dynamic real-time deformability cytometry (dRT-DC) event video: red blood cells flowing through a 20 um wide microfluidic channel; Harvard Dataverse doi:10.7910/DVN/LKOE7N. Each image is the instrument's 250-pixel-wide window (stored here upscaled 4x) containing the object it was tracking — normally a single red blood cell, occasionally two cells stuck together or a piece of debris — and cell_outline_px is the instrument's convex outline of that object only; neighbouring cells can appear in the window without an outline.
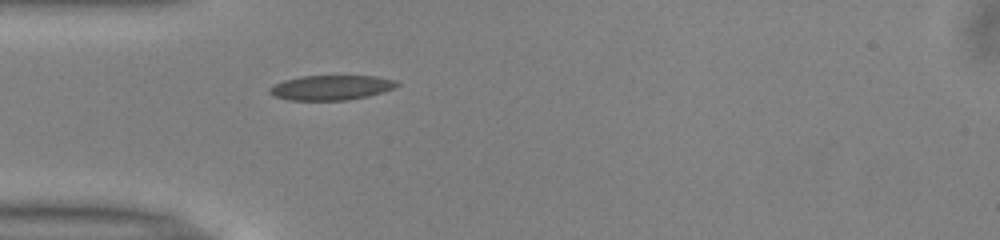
{"species": "common noctule bat (a hibernating species)", "species_latin": "Nyctalus noctula", "temperature_condition": "warm", "stored_images_in_passage": 27, "camera_frame_rate_fps": 3000, "um_per_image_px": 0.085, "animal": {"sex": "male", "body_mass_g": 13.0, "forearm_length_mm": 53.1}, "frame": {"image": 1, "passage_image": 1, "time_ms": 0.0, "image_size_px": [1000, 240], "cell_outline_px": [[400, 84], [392, 88], [368, 96], [348, 100], [288, 100], [276, 96], [268, 92], [268, 88], [284, 80], [300, 76], [376, 76], [396, 80]], "centroid_in_image_um": [28.13, 7.44], "position_along_channel_um": 56.9, "area_um2": 18.26}}
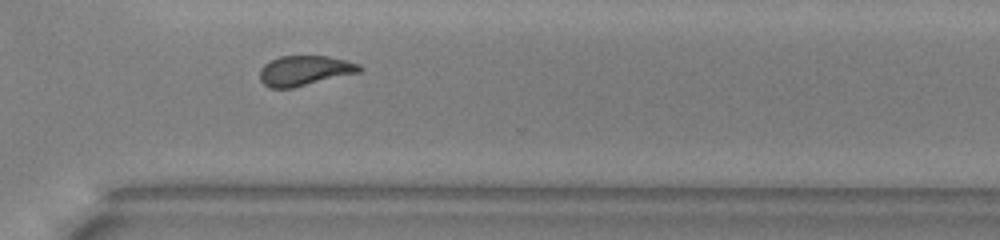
{"frame": {"image": 2, "passage_image": 23, "time_ms": 7.333, "image_size_px": [1000, 240], "cell_outline_px": [[364, 68], [360, 72], [292, 88], [268, 88], [260, 80], [260, 68], [264, 64], [280, 56], [328, 56], [360, 64]], "centroid_in_image_um": [25.89, 6.0], "position_along_channel_um": 344.7, "area_um2": 17.4}, "authors_computed_cell_mechanics": {"area_um2": 17.8024, "velocity_mm_per_s": 3.9762, "shape_relaxation_time_tau1_ms": 5.1373, "shape_relaxation_time_tau2_ms": 1.5395, "deformation_change_tau1": 0.1625, "deformation_change_tau2": 0.082}}